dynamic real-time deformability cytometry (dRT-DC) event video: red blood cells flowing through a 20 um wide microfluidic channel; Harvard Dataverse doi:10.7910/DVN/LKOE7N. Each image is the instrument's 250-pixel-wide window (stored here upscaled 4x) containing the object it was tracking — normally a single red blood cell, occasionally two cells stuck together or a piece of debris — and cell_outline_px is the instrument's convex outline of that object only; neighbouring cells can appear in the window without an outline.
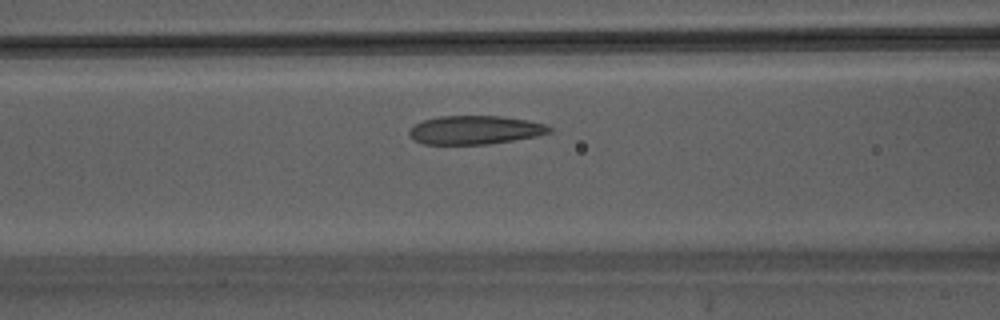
{"species": "Egyptian fruit bat (a non-hibernating species)", "species_latin": "Rousettus aegyptiacus", "temperature_condition": "warm", "stored_images_in_passage": 34, "camera_frame_rate_fps": 3000, "um_per_image_px": 0.085, "animal": {"sex": "male"}, "frame": {"image": 1, "passage_image": 12, "time_ms": 3.667, "image_size_px": [1000, 320], "cell_outline_px": [[552, 132], [536, 136], [488, 144], [424, 144], [416, 140], [408, 132], [416, 124], [424, 120], [440, 116], [500, 116], [528, 120], [544, 124], [552, 128]], "centroid_in_image_um": [40.41, 11.04], "position_along_channel_um": 126.2, "area_um2": 23.06}}
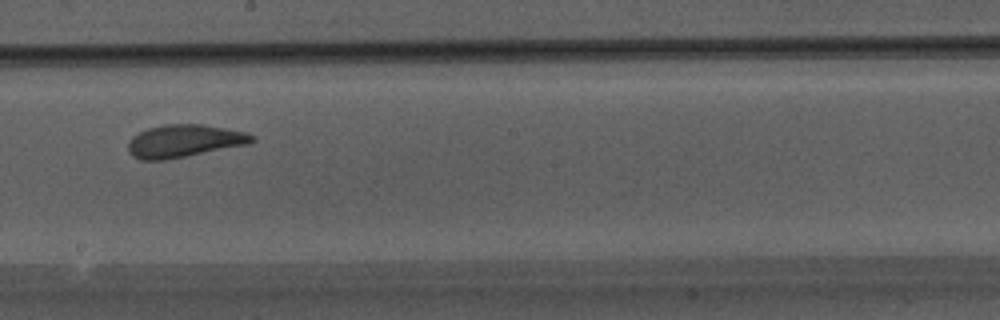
{"frame": {"image": 2, "passage_image": 19, "time_ms": 6.0, "image_size_px": [1000, 320], "cell_outline_px": [[256, 140], [248, 144], [164, 160], [140, 160], [132, 156], [128, 152], [128, 140], [132, 136], [148, 128], [164, 124], [204, 124], [244, 132], [256, 136]], "centroid_in_image_um": [15.62, 11.98], "position_along_channel_um": 232.6, "area_um2": 23.52}}
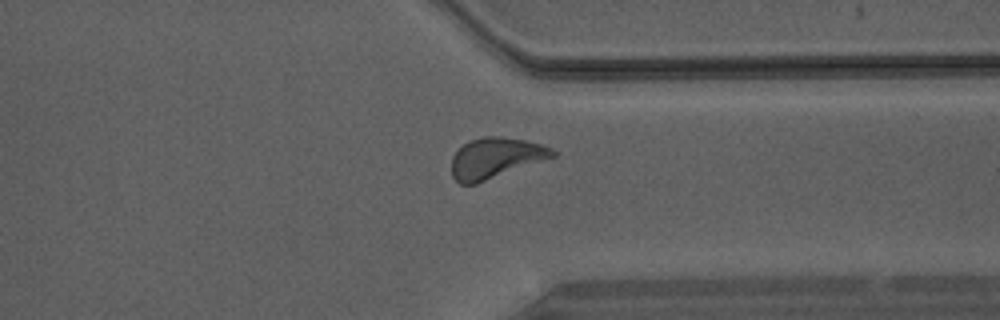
{"frame": {"image": 3, "passage_image": 28, "time_ms": 9.0, "image_size_px": [1000, 320], "cell_outline_px": [[556, 156], [476, 184], [460, 184], [452, 176], [452, 156], [464, 144], [472, 140], [484, 136], [496, 136], [524, 140], [540, 144], [552, 148], [556, 152]], "centroid_in_image_um": [42.12, 13.44], "position_along_channel_um": 369.3, "area_um2": 23.64}}